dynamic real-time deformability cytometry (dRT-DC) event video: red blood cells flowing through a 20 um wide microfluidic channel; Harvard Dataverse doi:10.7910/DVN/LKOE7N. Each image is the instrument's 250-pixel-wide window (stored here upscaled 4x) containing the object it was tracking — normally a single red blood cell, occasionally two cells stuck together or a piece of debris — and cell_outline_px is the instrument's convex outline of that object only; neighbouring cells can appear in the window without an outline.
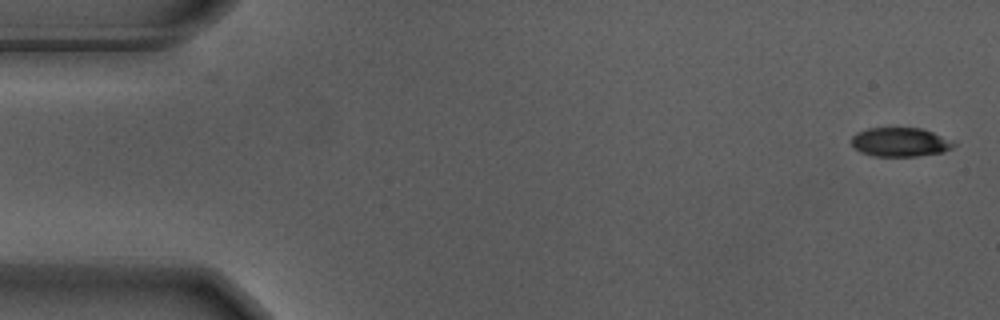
{"species": "Egyptian fruit bat (a non-hibernating species)", "species_latin": "Rousettus aegyptiacus", "temperature_condition": "warm", "stored_images_in_passage": 14, "camera_frame_rate_fps": 3000, "um_per_image_px": 0.085, "animal": {"sex": "male"}, "frame": {"image": 1, "passage_image": 1, "time_ms": 0.0, "image_size_px": [1000, 320], "cell_outline_px": [[956, 144], [952, 148], [944, 152], [916, 156], [876, 156], [860, 152], [852, 144], [852, 136], [856, 132], [868, 128], [920, 128], [932, 132]], "centroid_in_image_um": [76.48, 12.08], "position_along_channel_um": 8.5, "area_um2": 17.05}}